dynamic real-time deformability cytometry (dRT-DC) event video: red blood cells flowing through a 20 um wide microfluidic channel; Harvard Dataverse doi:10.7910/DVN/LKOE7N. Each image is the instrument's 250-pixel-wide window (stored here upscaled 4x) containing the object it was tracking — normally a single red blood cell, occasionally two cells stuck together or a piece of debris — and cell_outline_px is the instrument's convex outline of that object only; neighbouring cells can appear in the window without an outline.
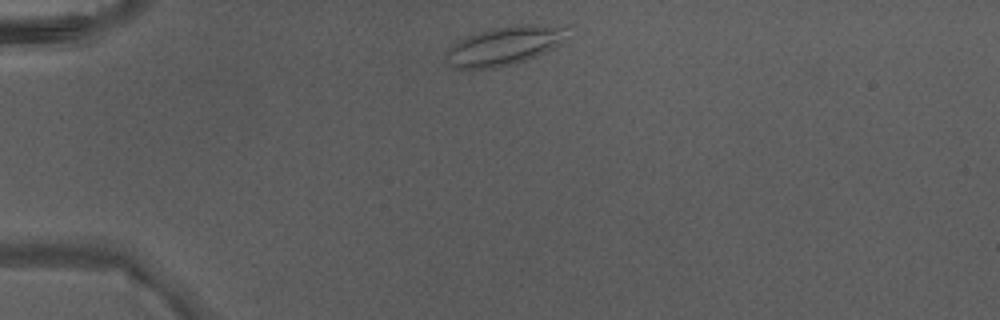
{"species": "Egyptian fruit bat (a non-hibernating species)", "species_latin": "Rousettus aegyptiacus", "temperature_condition": "warm", "stored_images_in_passage": 1, "camera_frame_rate_fps": 3000, "um_per_image_px": 0.085, "animal": {"sex": "male"}, "frame": {"image": 1, "passage_image": 1, "time_ms": 0.0, "image_size_px": [1000, 320], "cell_outline_px": [[572, 24], [568, 36], [560, 44], [528, 60], [516, 64], [496, 68], [456, 68], [448, 64], [444, 56], [444, 52], [452, 44], [468, 36], [492, 28], [512, 24]], "centroid_in_image_um": [42.97, 3.86], "position_along_channel_um": 42.0, "area_um2": 28.21}}